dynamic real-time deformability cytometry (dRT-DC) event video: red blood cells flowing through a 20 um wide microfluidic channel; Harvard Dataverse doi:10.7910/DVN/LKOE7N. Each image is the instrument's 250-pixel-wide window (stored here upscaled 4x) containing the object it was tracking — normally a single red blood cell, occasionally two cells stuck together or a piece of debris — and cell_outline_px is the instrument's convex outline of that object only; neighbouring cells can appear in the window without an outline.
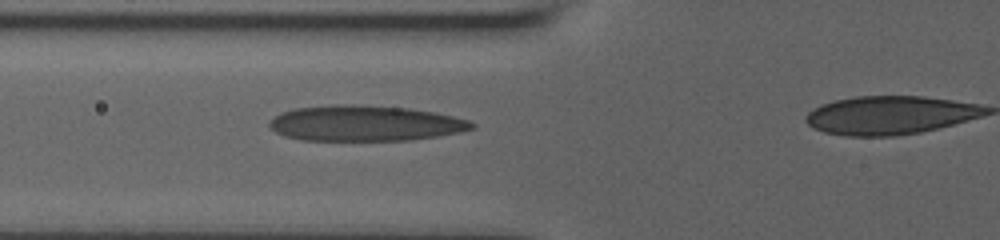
{"species": "human", "species_latin": "Homo sapiens", "temperature_condition": "room temperature", "stored_images_in_passage": 7, "segment_of_instrument_passage": [1, 2], "camera_frame_rate_fps": 3000, "um_per_image_px": 0.085, "donor": {"sex": "male"}, "frame": {"image": 1, "passage_image": 6, "time_ms": 4.0, "image_size_px": [1000, 240], "cell_outline_px": [[476, 128], [460, 132], [412, 140], [300, 140], [284, 136], [276, 132], [268, 124], [280, 112], [296, 108], [332, 104], [356, 104], [408, 108], [436, 112], [468, 120], [476, 124]], "centroid_in_image_um": [31.04, 10.47], "position_along_channel_um": 94.8, "area_um2": 42.08}}